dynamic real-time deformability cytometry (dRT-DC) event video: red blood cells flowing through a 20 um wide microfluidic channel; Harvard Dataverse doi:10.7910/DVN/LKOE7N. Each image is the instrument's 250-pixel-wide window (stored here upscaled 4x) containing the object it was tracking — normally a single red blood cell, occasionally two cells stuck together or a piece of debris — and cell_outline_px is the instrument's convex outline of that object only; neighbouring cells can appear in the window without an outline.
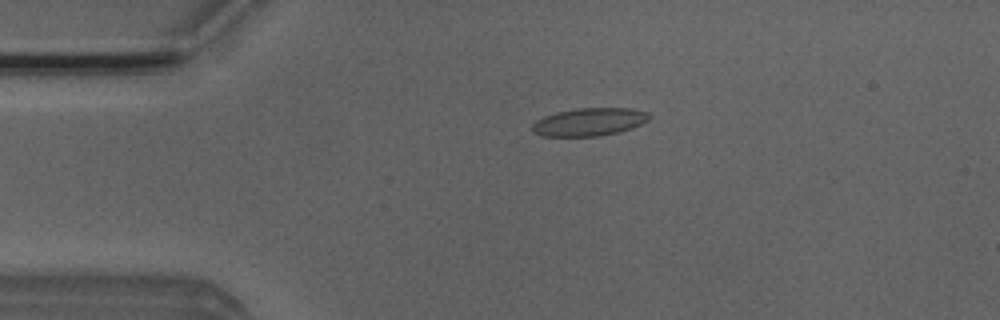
{"species": "Egyptian fruit bat (a non-hibernating species)", "species_latin": "Rousettus aegyptiacus", "temperature_condition": "room temperature", "stored_images_in_passage": 46, "camera_frame_rate_fps": 3000, "um_per_image_px": 0.085, "animal": {"sex": "male"}, "frame": {"image": 1, "passage_image": 5, "time_ms": 1.333, "image_size_px": [1000, 320], "cell_outline_px": [[652, 116], [648, 120], [632, 128], [600, 136], [544, 136], [532, 132], [532, 124], [536, 120], [544, 116], [556, 112], [576, 108], [632, 108], [648, 112]], "centroid_in_image_um": [50.08, 10.35], "position_along_channel_um": 34.9, "area_um2": 19.07}}
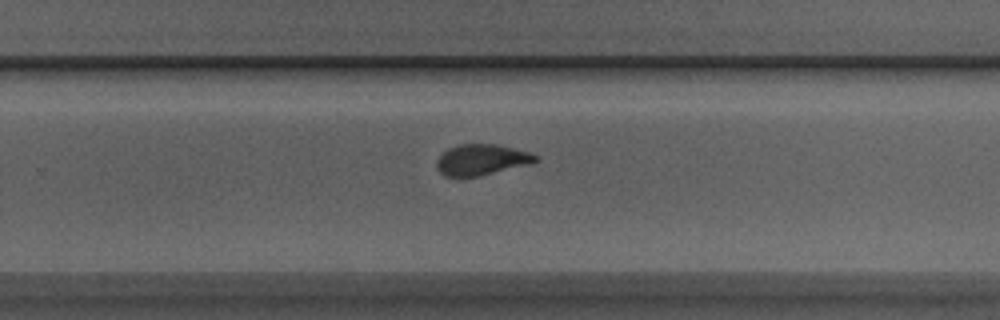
{"frame": {"image": 2, "passage_image": 27, "time_ms": 8.667, "image_size_px": [1000, 320], "cell_outline_px": [[540, 160], [532, 164], [480, 176], [444, 176], [436, 168], [436, 160], [448, 148], [460, 144], [496, 144], [528, 152], [536, 156]], "centroid_in_image_um": [40.94, 13.58], "position_along_channel_um": 288.9, "area_um2": 17.8}}
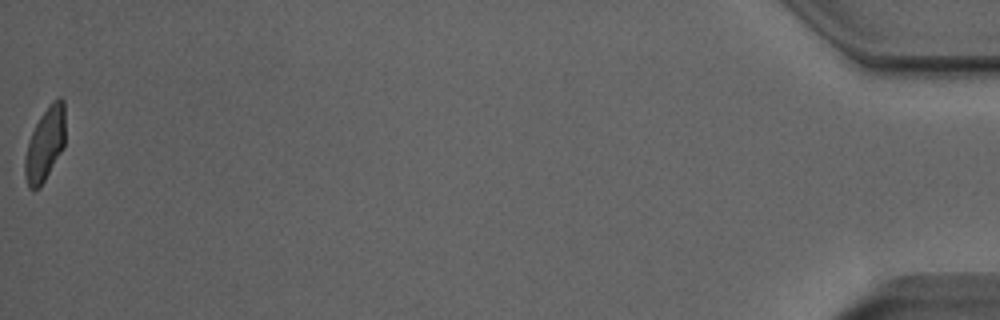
{"frame": {"image": 3, "passage_image": 46, "time_ms": 15.0, "image_size_px": [1000, 320], "cell_outline_px": [[64, 148], [40, 188], [32, 192], [28, 188], [24, 176], [24, 156], [28, 140], [40, 116], [52, 100], [60, 96], [64, 100]], "centroid_in_image_um": [3.81, 12.3], "position_along_channel_um": 431.4, "area_um2": 17.63}, "authors_computed_cell_mechanics": {"area_um2": 18.496, "velocity_mm_per_s": 3.9404, "shape_relaxation_time_tau1_ms": 5.648, "shape_relaxation_time_tau2_ms": 1.0094, "deformation_change_tau1": 0.1884, "deformation_change_tau2": 0.0762}}